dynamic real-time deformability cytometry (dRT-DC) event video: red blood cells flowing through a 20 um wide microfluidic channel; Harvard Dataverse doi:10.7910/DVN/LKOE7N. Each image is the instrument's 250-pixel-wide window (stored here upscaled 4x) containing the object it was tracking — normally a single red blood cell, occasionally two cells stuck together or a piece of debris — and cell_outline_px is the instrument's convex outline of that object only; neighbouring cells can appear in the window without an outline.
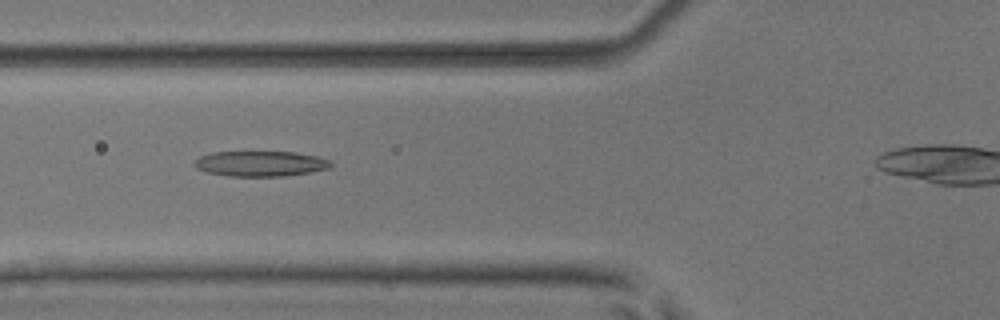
{"species": "common noctule bat (a hibernating species)", "species_latin": "Nyctalus noctula", "temperature_condition": "room temperature", "stored_images_in_passage": 39, "camera_frame_rate_fps": 3000, "um_per_image_px": 0.085, "animal": {"sex": "male", "body_mass_g": 17.9, "forearm_length_mm": 54.2}, "frame": {"image": 1, "passage_image": 12, "time_ms": 3.667, "image_size_px": [1000, 320], "cell_outline_px": [[332, 164], [328, 168], [308, 172], [284, 176], [228, 176], [204, 172], [196, 168], [192, 164], [200, 156], [212, 152], [296, 152], [316, 156], [332, 160]], "centroid_in_image_um": [22.1, 13.91], "position_along_channel_um": 103.7, "area_um2": 20.17}}
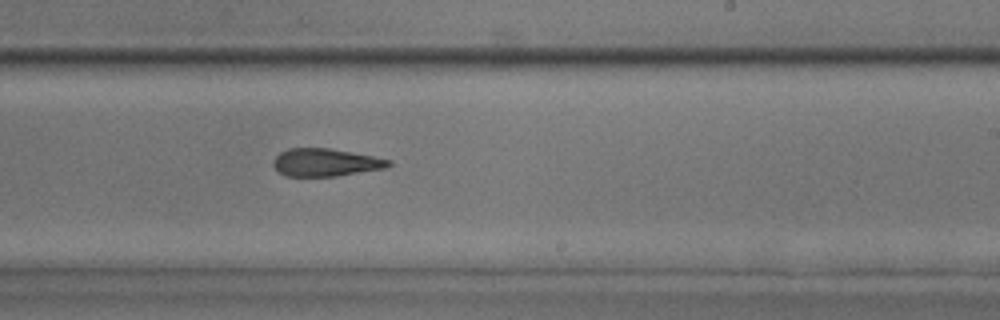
{"frame": {"image": 2, "passage_image": 24, "time_ms": 7.667, "image_size_px": [1000, 320], "cell_outline_px": [[392, 164], [388, 168], [336, 176], [284, 176], [272, 164], [272, 160], [280, 152], [288, 148], [328, 148], [352, 152], [392, 160]], "centroid_in_image_um": [27.68, 13.81], "position_along_channel_um": 261.3, "area_um2": 18.73}}
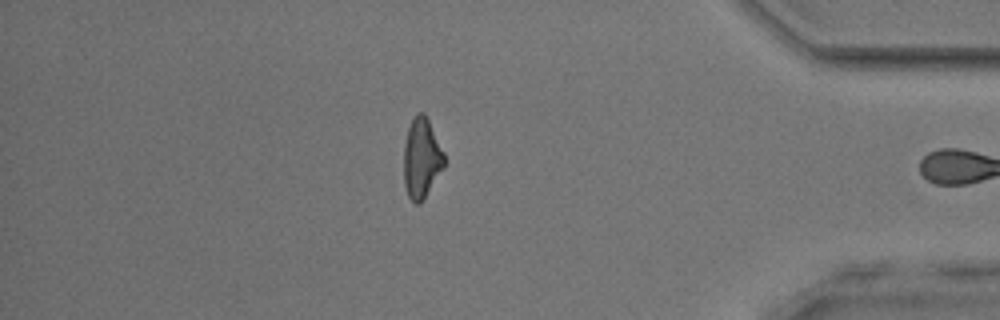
{"frame": {"image": 3, "passage_image": 37, "time_ms": 12.0, "image_size_px": [1000, 320], "cell_outline_px": [[444, 168], [420, 204], [416, 204], [408, 196], [404, 184], [404, 144], [408, 128], [416, 112], [424, 112], [444, 152]], "centroid_in_image_um": [35.83, 13.45], "position_along_channel_um": 399.4, "area_um2": 18.79}, "authors_computed_cell_mechanics": {"area_um2": 19.7676, "velocity_mm_per_s": 3.9534, "shape_relaxation_time_tau1_ms": null, "shape_relaxation_time_tau2_ms": 4.6628, "deformation_change_tau1": null, "deformation_change_tau2": 0.1723}}